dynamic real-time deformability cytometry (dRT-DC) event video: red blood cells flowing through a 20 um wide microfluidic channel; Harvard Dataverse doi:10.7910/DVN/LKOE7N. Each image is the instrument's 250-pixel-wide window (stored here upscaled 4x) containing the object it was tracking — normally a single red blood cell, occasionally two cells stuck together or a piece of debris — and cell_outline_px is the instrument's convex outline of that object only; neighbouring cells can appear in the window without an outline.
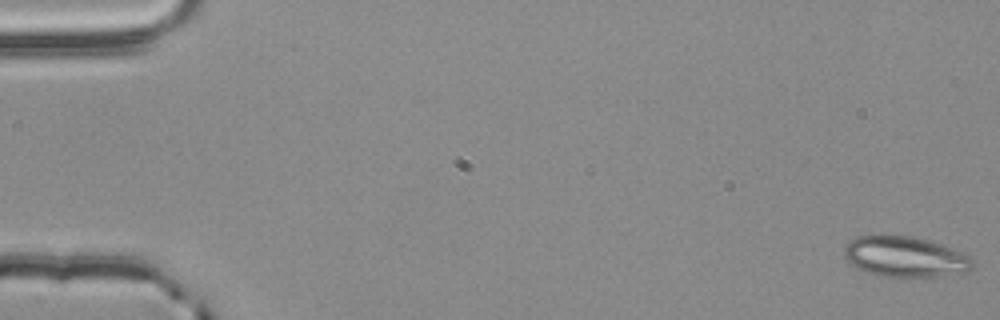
{"species": "common noctule bat (a hibernating species)", "species_latin": "Nyctalus noctula", "temperature_condition": "room temperature", "stored_images_in_passage": 10, "camera_frame_rate_fps": 3000, "um_per_image_px": 0.085, "animal": {"sex": "male", "body_mass_g": 20.4}, "frame": {"image": 1, "passage_image": 1, "time_ms": 0.0, "image_size_px": [1000, 320], "cell_outline_px": [[972, 268], [968, 272], [940, 276], [900, 280], [876, 276], [852, 264], [844, 256], [844, 248], [856, 236], [884, 232], [912, 236], [940, 244], [960, 252], [968, 256], [972, 260]], "centroid_in_image_um": [76.89, 21.84], "position_along_channel_um": 8.1, "area_um2": 31.44}}